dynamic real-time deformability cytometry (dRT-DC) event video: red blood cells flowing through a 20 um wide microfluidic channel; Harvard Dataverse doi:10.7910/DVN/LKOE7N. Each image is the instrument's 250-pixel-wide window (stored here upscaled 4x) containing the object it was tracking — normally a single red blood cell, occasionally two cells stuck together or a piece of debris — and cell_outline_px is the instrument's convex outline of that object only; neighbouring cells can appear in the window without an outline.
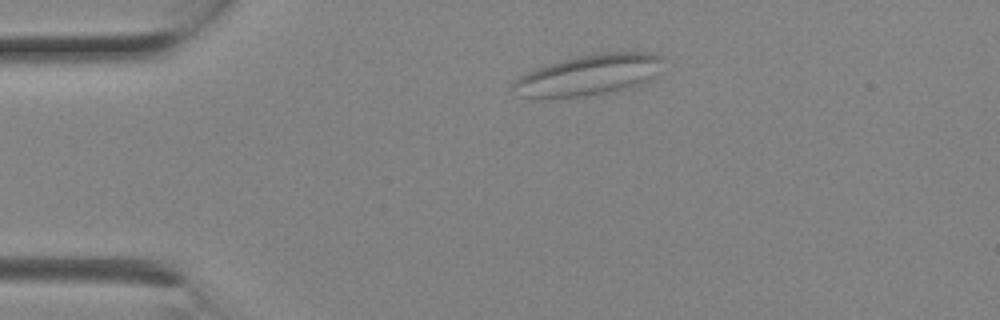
{"species": "Egyptian fruit bat (a non-hibernating species)", "species_latin": "Rousettus aegyptiacus", "temperature_condition": "room temperature", "stored_images_in_passage": 1, "camera_frame_rate_fps": 3000, "um_per_image_px": 0.085, "animal": {"sex": "female"}, "frame": {"image": 1, "passage_image": 1, "time_ms": 0.0, "image_size_px": [1000, 320], "cell_outline_px": [[664, 56], [648, 80], [640, 84], [624, 88], [584, 96], [548, 100], [544, 100], [528, 96], [512, 88], [512, 84], [520, 76], [528, 72], [548, 64], [596, 52], [648, 52]], "centroid_in_image_um": [49.99, 6.38], "position_along_channel_um": 35.0, "area_um2": 34.85}}